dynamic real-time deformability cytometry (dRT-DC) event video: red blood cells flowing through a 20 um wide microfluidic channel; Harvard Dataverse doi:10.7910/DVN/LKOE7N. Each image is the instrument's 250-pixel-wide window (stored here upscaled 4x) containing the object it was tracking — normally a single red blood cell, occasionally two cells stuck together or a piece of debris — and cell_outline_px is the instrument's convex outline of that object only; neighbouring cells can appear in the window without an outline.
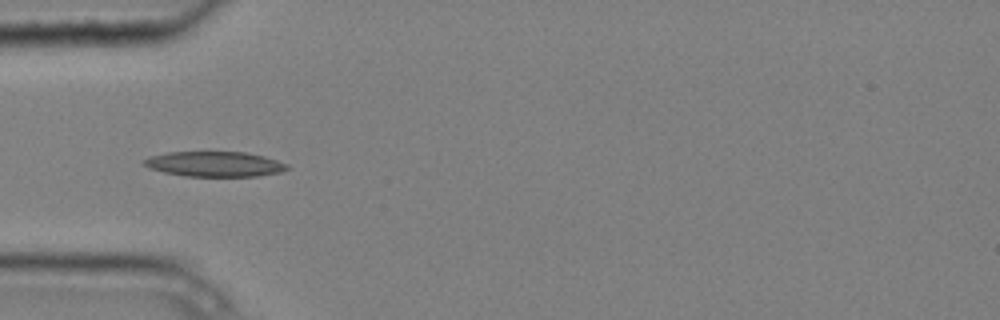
{"species": "common noctule bat (a hibernating species)", "species_latin": "Nyctalus noctula", "temperature_condition": "cold", "stored_images_in_passage": 9, "camera_frame_rate_fps": 3000, "um_per_image_px": 0.085, "animal": {"sex": "male", "body_mass_g": 20.4}, "frame": {"image": 1, "passage_image": 4, "time_ms": 1.0, "image_size_px": [1000, 320], "cell_outline_px": [[288, 168], [280, 172], [256, 176], [184, 176], [164, 172], [148, 168], [144, 164], [144, 160], [148, 156], [168, 152], [248, 152], [264, 156], [288, 164]], "centroid_in_image_um": [18.22, 13.94], "position_along_channel_um": 66.8, "area_um2": 20.92}}
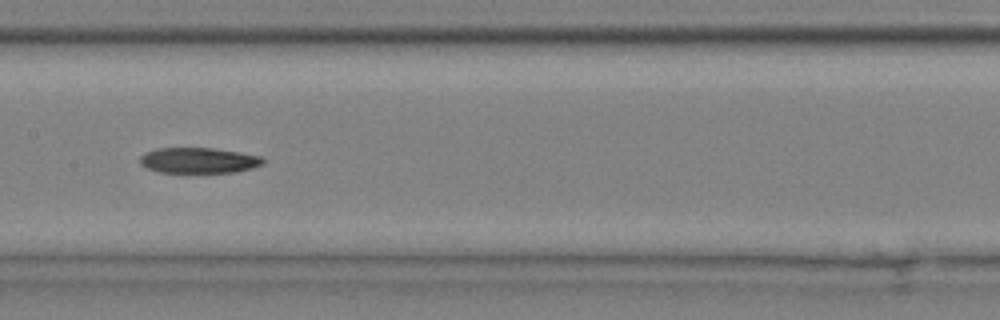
{"frame": {"image": 2, "passage_image": 7, "time_ms": 2.0, "image_size_px": [1000, 320], "cell_outline_px": [[264, 164], [252, 168], [236, 172], [160, 172], [148, 168], [140, 164], [140, 156], [144, 152], [156, 148], [212, 148], [240, 152], [264, 156]], "centroid_in_image_um": [16.91, 13.62], "position_along_channel_um": 190.5, "area_um2": 18.44}}
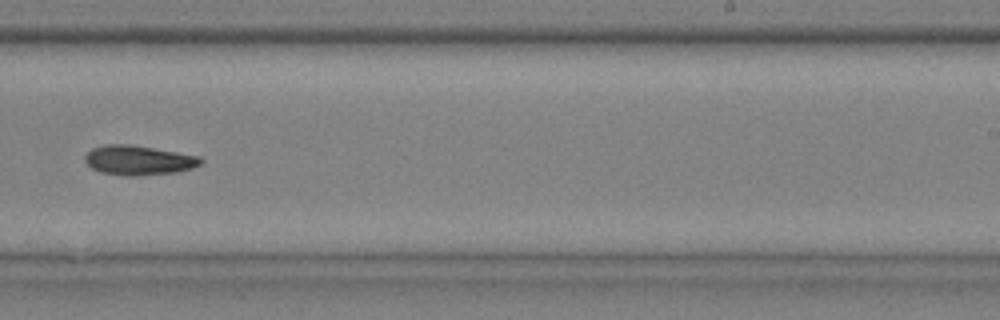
{"frame": {"image": 3, "passage_image": 9, "time_ms": 2.667, "image_size_px": [1000, 320], "cell_outline_px": [[204, 160], [200, 164], [192, 168], [176, 172], [136, 176], [128, 176], [100, 172], [92, 168], [84, 160], [84, 156], [92, 148], [104, 144], [128, 144], [200, 156]], "centroid_in_image_um": [11.76, 13.62], "position_along_channel_um": 277.2, "area_um2": 19.88}}